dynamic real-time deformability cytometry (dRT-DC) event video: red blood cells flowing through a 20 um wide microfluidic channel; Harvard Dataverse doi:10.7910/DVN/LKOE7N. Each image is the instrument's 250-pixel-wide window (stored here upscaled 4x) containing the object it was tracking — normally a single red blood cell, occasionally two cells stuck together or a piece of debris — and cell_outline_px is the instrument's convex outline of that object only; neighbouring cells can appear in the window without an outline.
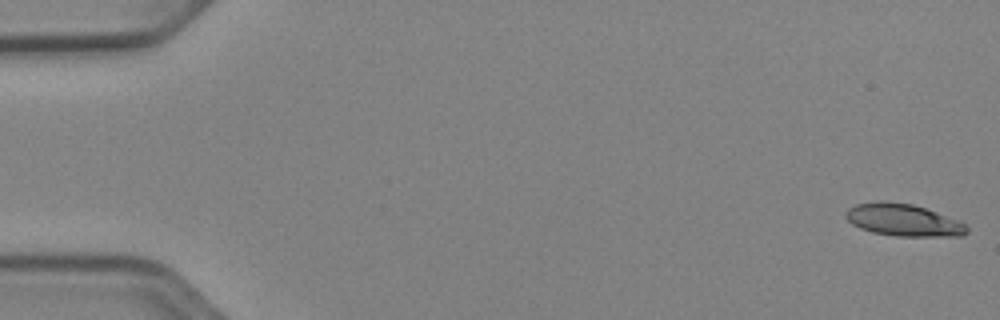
{"species": "Egyptian fruit bat (a non-hibernating species)", "species_latin": "Rousettus aegyptiacus", "temperature_condition": "cold", "stored_images_in_passage": 53, "segment_of_instrument_passage": [1, 2], "camera_frame_rate_fps": 3000, "um_per_image_px": 0.085, "animal": {"sex": "female"}, "frame": {"image": 1, "passage_image": 1, "time_ms": 0.0, "image_size_px": [1000, 320], "cell_outline_px": [[968, 232], [964, 236], [896, 236], [872, 232], [860, 228], [852, 224], [844, 216], [844, 212], [848, 208], [856, 204], [880, 200], [884, 200], [912, 204], [936, 212], [956, 220], [964, 224], [968, 228]], "centroid_in_image_um": [76.73, 18.7], "position_along_channel_um": 8.3, "area_um2": 22.72}}
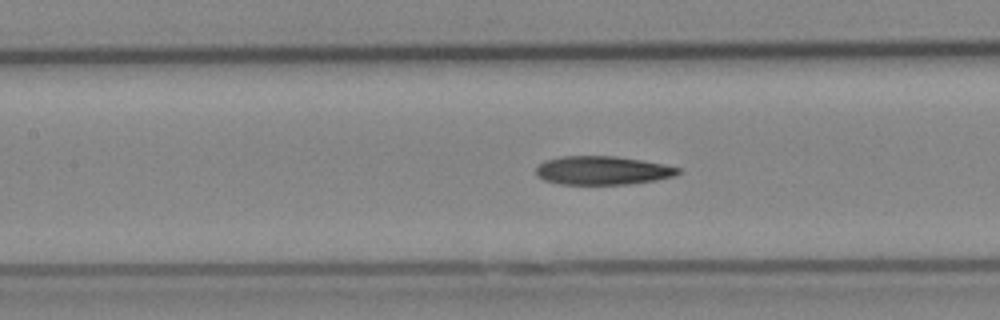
{"frame": {"image": 2, "passage_image": 24, "time_ms": 7.667, "image_size_px": [1000, 320], "cell_outline_px": [[680, 172], [672, 176], [656, 180], [628, 184], [560, 184], [544, 180], [536, 172], [536, 168], [544, 160], [560, 156], [616, 156], [664, 164], [680, 168]], "centroid_in_image_um": [51.2, 14.48], "position_along_channel_um": 156.2, "area_um2": 23.52}}
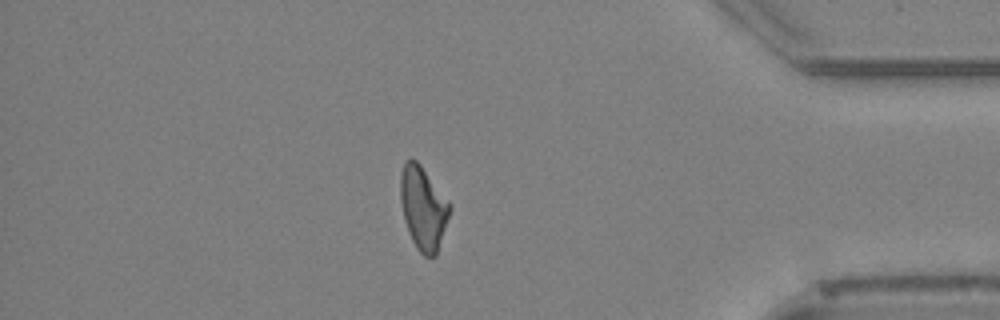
{"frame": {"image": 3, "passage_image": 45, "time_ms": 14.667, "image_size_px": [1000, 320], "cell_outline_px": [[452, 208], [436, 256], [424, 256], [416, 248], [412, 240], [404, 220], [400, 200], [400, 172], [404, 160], [412, 156], [420, 164], [452, 204]], "centroid_in_image_um": [35.97, 17.64], "position_along_channel_um": 399.2, "area_um2": 24.28}}